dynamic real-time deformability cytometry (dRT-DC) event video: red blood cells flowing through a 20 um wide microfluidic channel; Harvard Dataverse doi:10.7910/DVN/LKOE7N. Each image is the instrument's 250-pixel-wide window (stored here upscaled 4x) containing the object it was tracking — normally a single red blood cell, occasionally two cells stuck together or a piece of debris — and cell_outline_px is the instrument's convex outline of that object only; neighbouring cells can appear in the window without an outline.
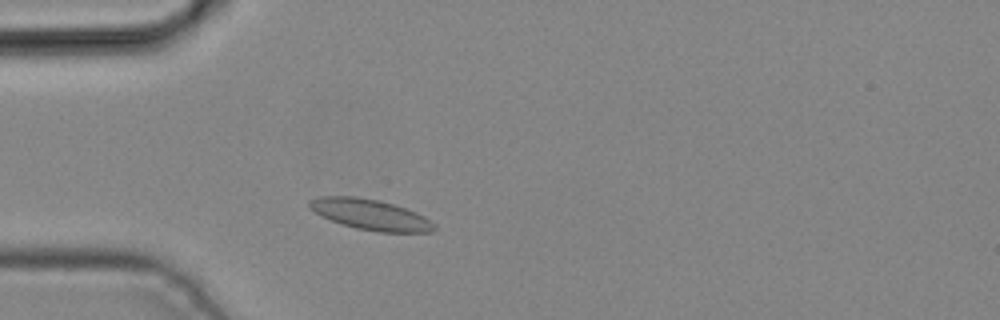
{"species": "common noctule bat (a hibernating species)", "species_latin": "Nyctalus noctula", "temperature_condition": "cold", "stored_images_in_passage": 2, "camera_frame_rate_fps": 3000, "um_per_image_px": 0.085, "animal": {"sex": "male", "body_mass_g": 19.2, "forearm_length_mm": 51.8}, "frame": {"image": 1, "passage_image": 2, "time_ms": 0.333, "image_size_px": [1000, 320], "cell_outline_px": [[436, 228], [432, 232], [380, 232], [356, 228], [320, 216], [308, 208], [308, 200], [320, 196], [356, 196], [380, 200], [416, 212], [424, 216], [436, 224]], "centroid_in_image_um": [31.47, 18.23], "position_along_channel_um": 53.5, "area_um2": 22.31}}